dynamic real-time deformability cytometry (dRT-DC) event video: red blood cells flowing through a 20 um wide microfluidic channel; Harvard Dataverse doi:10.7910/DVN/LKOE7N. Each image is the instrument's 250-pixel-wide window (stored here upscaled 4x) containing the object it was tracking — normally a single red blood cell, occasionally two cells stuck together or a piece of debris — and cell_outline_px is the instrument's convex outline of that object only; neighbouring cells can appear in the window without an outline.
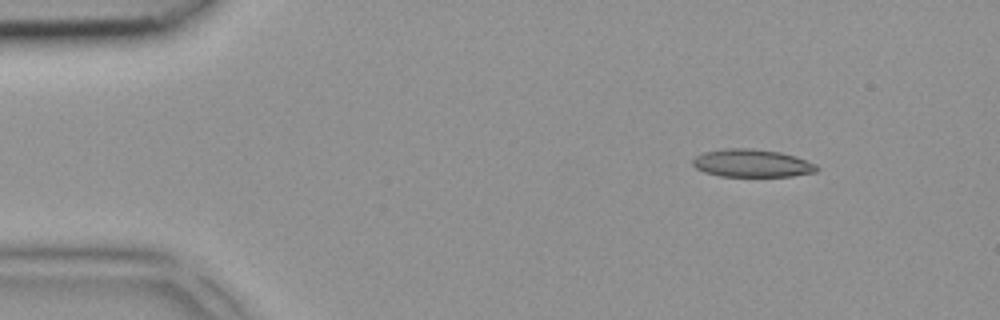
{"species": "common noctule bat (a hibernating species)", "species_latin": "Nyctalus noctula", "temperature_condition": "room temperature", "stored_images_in_passage": 3, "segment_of_instrument_passage": [1, 2], "camera_frame_rate_fps": 3000, "um_per_image_px": 0.085, "animal": {"sex": "female", "body_mass_g": 18.4}, "frame": {"image": 1, "passage_image": 1, "time_ms": 0.0, "image_size_px": [1000, 320], "cell_outline_px": [[820, 168], [816, 172], [792, 176], [720, 176], [704, 172], [696, 168], [692, 164], [692, 160], [696, 156], [704, 152], [724, 148], [752, 148], [780, 152], [796, 156], [816, 164]], "centroid_in_image_um": [63.93, 13.87], "position_along_channel_um": 21.1, "area_um2": 20.23}}